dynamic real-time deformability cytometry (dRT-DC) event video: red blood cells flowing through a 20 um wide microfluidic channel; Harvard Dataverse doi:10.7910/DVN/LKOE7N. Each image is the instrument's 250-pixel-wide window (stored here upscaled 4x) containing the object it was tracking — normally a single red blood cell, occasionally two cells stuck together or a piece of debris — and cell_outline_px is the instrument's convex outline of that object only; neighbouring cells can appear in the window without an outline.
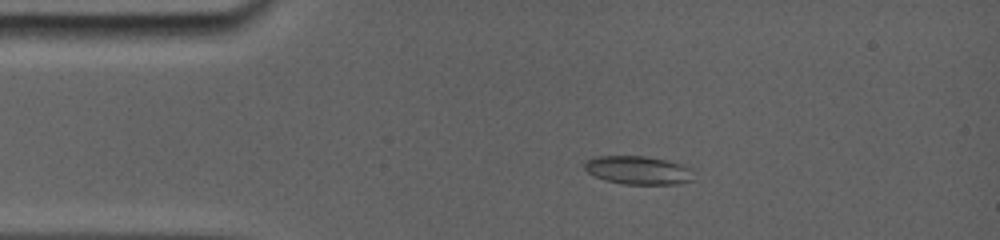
{"species": "common noctule bat (a hibernating species)", "species_latin": "Nyctalus noctula", "temperature_condition": "room temperature", "stored_images_in_passage": 20, "camera_frame_rate_fps": 5000, "um_per_image_px": 0.085, "animal": {"sex": "female", "body_mass_g": 19.0, "forearm_length_mm": 56.7}, "frame": {"image": 1, "passage_image": 4, "time_ms": 2.6, "image_size_px": [1000, 240], "cell_outline_px": [[692, 180], [676, 184], [624, 184], [604, 180], [588, 172], [584, 168], [584, 164], [588, 160], [604, 156], [640, 156], [664, 160], [680, 164], [688, 168]], "centroid_in_image_um": [54.2, 14.48], "position_along_channel_um": 30.8, "area_um2": 17.46}}
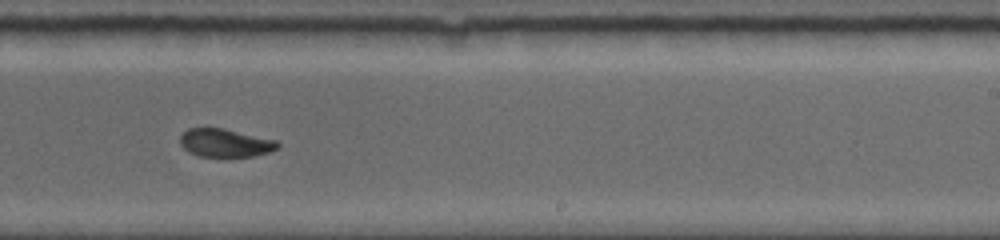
{"frame": {"image": 2, "passage_image": 13, "time_ms": 9.8, "image_size_px": [1000, 240], "cell_outline_px": [[280, 144], [276, 148], [268, 152], [256, 156], [200, 156], [188, 152], [180, 144], [180, 136], [188, 128], [224, 128], [276, 140]], "centroid_in_image_um": [19.12, 12.14], "position_along_channel_um": 269.9, "area_um2": 15.9}}
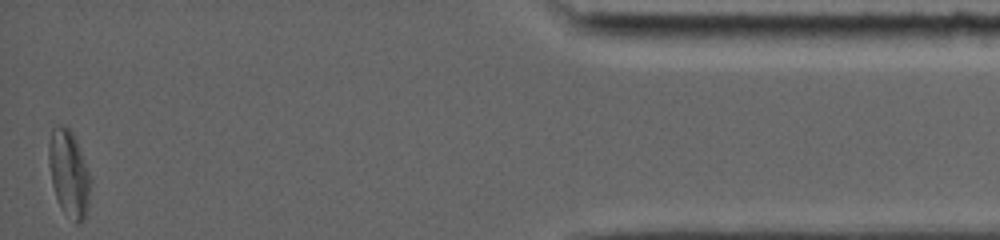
{"frame": {"image": 3, "passage_image": 20, "time_ms": 15.6, "image_size_px": [1000, 240], "cell_outline_px": [[88, 208], [84, 220], [80, 224], [76, 224], [60, 208], [52, 184], [48, 164], [48, 144], [52, 128], [60, 124], [68, 128], [72, 132], [76, 140], [84, 160], [88, 172]], "centroid_in_image_um": [5.81, 14.75], "position_along_channel_um": 429.4, "area_um2": 20.75}, "authors_computed_cell_mechanics": {"area_um2": 17.051, "velocity_mm_per_s": 3.8598, "shape_relaxation_time_tau1_ms": null, "shape_relaxation_time_tau2_ms": 3.2052, "deformation_change_tau1": null, "deformation_change_tau2": 0.0593}}